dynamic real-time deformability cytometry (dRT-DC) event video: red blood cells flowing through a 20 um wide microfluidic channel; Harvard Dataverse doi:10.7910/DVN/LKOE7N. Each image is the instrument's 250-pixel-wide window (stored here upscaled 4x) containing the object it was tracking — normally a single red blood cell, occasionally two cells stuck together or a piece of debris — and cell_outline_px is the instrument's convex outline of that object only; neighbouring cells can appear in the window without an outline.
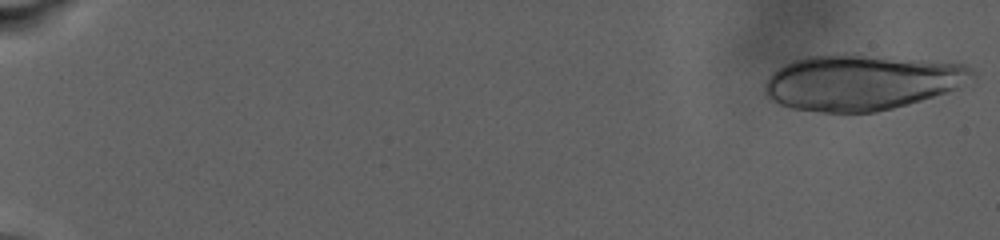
{"species": "human", "species_latin": "Homo sapiens", "temperature_condition": "warm", "stored_images_in_passage": 33, "camera_frame_rate_fps": 3000, "um_per_image_px": 0.085, "donor": {"sex": "male"}, "frame": {"image": 1, "passage_image": 1, "time_ms": 0.0, "image_size_px": [1000, 240], "cell_outline_px": [[976, 76], [956, 88], [948, 92], [908, 104], [876, 112], [824, 112], [792, 108], [768, 100], [764, 96], [764, 84], [772, 72], [784, 64], [808, 56], [844, 52], [860, 52], [964, 64], [972, 68], [976, 72]], "centroid_in_image_um": [73.23, 6.96], "position_along_channel_um": 11.8, "area_um2": 68.44}}
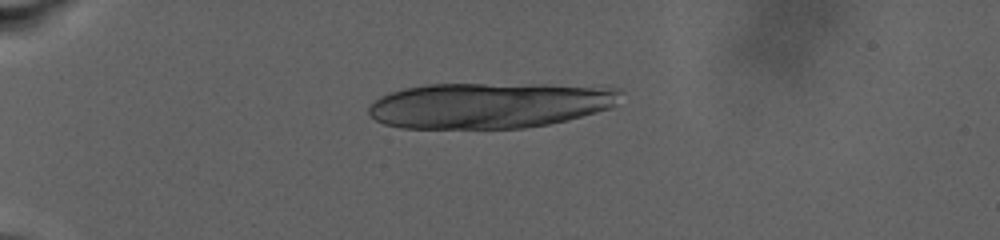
{"frame": {"image": 2, "passage_image": 22, "time_ms": 7.0, "image_size_px": [1000, 240], "cell_outline_px": [[620, 92], [612, 104], [608, 108], [596, 112], [568, 120], [548, 124], [524, 128], [400, 128], [384, 124], [376, 120], [368, 112], [368, 108], [380, 96], [388, 92], [404, 88], [428, 84], [544, 84], [620, 88]], "centroid_in_image_um": [41.54, 8.95], "position_along_channel_um": 43.5, "area_um2": 66.99}}